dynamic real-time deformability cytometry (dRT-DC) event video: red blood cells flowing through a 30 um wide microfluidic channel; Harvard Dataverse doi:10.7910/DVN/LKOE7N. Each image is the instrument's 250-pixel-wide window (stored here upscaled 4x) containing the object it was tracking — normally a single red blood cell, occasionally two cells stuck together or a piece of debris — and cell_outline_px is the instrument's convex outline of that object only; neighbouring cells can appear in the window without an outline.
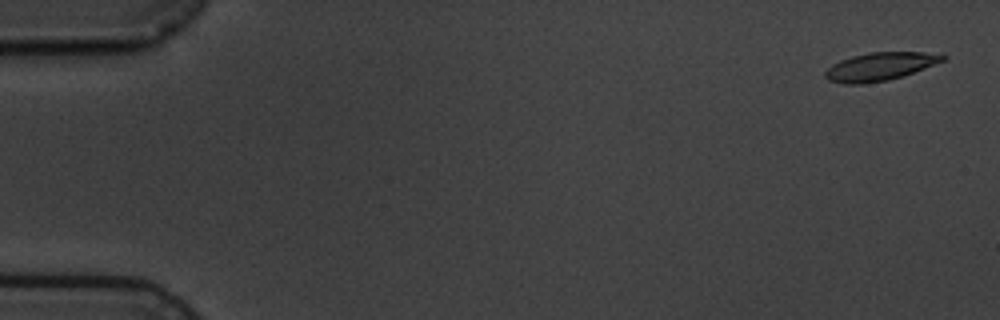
{"species": "common noctule bat (a hibernating species)", "species_latin": "Nyctalus noctula", "temperature_condition": "cold", "stored_images_in_passage": 5, "camera_frame_rate_fps": 3000, "um_per_image_px": 0.085, "animal": {"sex": "male", "body_mass_g": 19.5, "forearm_length_mm": 54.6}, "frame": {"image": 1, "passage_image": 1, "time_ms": 0.0, "image_size_px": [1000, 320], "cell_outline_px": [[948, 56], [944, 60], [904, 76], [888, 80], [860, 84], [844, 84], [828, 80], [824, 76], [824, 72], [832, 64], [840, 60], [852, 56], [872, 52], [924, 52]], "centroid_in_image_um": [74.76, 5.66], "position_along_channel_um": 10.2, "area_um2": 19.13}}